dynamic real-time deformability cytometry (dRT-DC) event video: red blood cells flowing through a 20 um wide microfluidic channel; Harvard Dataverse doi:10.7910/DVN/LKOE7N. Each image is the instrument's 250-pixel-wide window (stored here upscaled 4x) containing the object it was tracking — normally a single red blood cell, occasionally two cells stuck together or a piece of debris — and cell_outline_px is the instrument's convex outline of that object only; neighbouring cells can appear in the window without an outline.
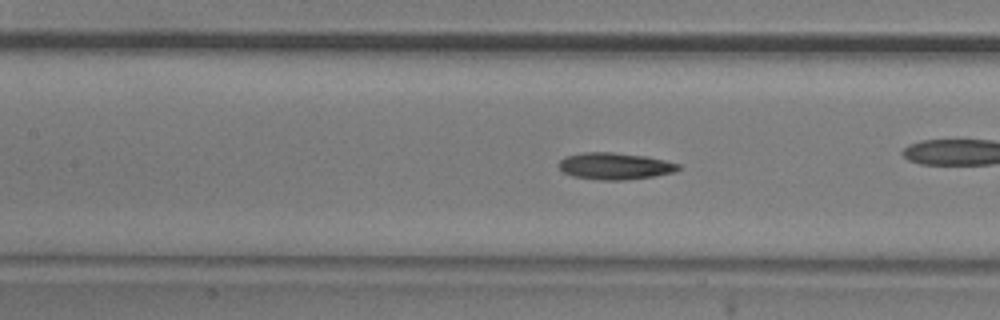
{"species": "common noctule bat (a hibernating species)", "species_latin": "Nyctalus noctula", "temperature_condition": "room temperature", "stored_images_in_passage": 51, "camera_frame_rate_fps": 3000, "um_per_image_px": 0.085, "animal": {"sex": "male", "body_mass_g": 20.5, "forearm_length_mm": 52.5}, "frame": {"image": 1, "passage_image": 22, "time_ms": 7.0, "image_size_px": [1000, 320], "cell_outline_px": [[680, 168], [676, 172], [656, 176], [624, 180], [600, 180], [572, 176], [564, 172], [560, 168], [560, 160], [564, 156], [584, 152], [612, 152], [648, 156], [680, 164]], "centroid_in_image_um": [52.3, 14.11], "position_along_channel_um": 155.1, "area_um2": 18.79}, "authors_computed_cell_mechanics": {"area_um2": 18.3226, "velocity_mm_per_s": 3.937, "shape_relaxation_time_tau1_ms": 3.8175, "shape_relaxation_time_tau2_ms": 5.6044, "deformation_change_tau1": 0.1334, "deformation_change_tau2": 0.1419}}